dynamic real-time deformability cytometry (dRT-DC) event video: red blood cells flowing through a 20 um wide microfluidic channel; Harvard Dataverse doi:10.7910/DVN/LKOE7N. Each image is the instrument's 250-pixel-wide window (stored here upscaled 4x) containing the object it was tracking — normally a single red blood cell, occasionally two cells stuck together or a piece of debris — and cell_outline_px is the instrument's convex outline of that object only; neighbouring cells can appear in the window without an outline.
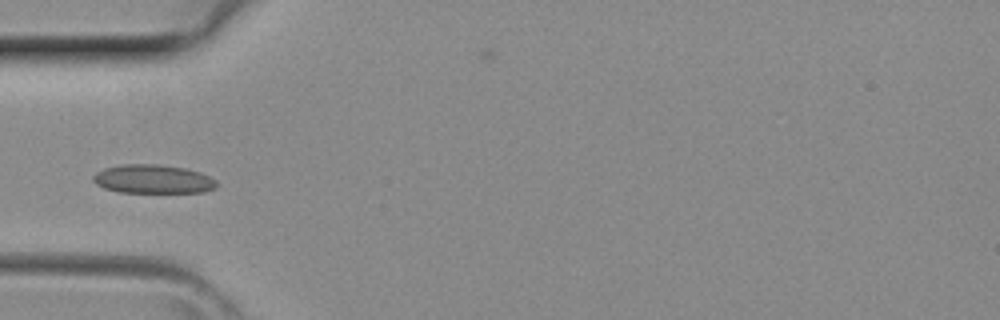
{"species": "common noctule bat (a hibernating species)", "species_latin": "Nyctalus noctula", "temperature_condition": "room temperature", "stored_images_in_passage": 4, "camera_frame_rate_fps": 3000, "um_per_image_px": 0.085, "animal": {"sex": "female", "body_mass_g": 29.2, "forearm_length_mm": 56.3}, "frame": {"image": 1, "passage_image": 3, "time_ms": 0.667, "image_size_px": [1000, 320], "cell_outline_px": [[220, 184], [216, 188], [204, 192], [120, 192], [104, 188], [96, 184], [92, 180], [92, 176], [96, 172], [104, 168], [120, 164], [156, 164], [184, 168], [200, 172], [216, 180]], "centroid_in_image_um": [13.0, 15.22], "position_along_channel_um": 72.0, "area_um2": 20.81}}